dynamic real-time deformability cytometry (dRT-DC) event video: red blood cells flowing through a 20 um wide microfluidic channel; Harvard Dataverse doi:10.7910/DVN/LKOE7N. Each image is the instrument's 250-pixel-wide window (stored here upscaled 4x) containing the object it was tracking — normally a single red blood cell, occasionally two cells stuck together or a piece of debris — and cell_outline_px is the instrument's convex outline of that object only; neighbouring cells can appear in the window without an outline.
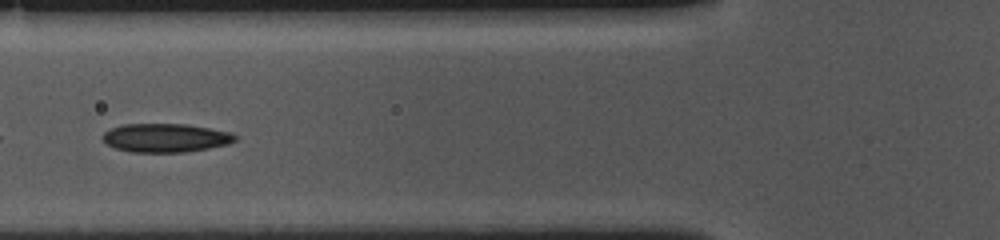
{"species": "common noctule bat (a hibernating species)", "species_latin": "Nyctalus noctula", "temperature_condition": "cold", "stored_images_in_passage": 39, "camera_frame_rate_fps": 3000, "um_per_image_px": 0.085, "animal": {"sex": "female", "body_mass_g": 10.0, "forearm_length_mm": 53.1}, "frame": {"image": 1, "passage_image": 19, "time_ms": 6.0, "image_size_px": [1000, 240], "cell_outline_px": [[236, 140], [228, 144], [208, 148], [184, 152], [132, 152], [116, 148], [108, 144], [100, 136], [104, 132], [112, 128], [124, 124], [188, 124], [232, 132], [236, 136]], "centroid_in_image_um": [14.09, 11.71], "position_along_channel_um": 111.7, "area_um2": 22.08}}
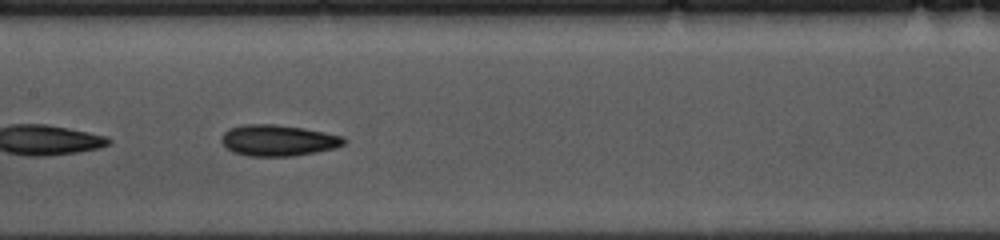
{"frame": {"image": 2, "passage_image": 25, "time_ms": 8.0, "image_size_px": [1000, 240], "cell_outline_px": [[348, 140], [344, 144], [336, 148], [316, 152], [292, 156], [248, 156], [232, 152], [220, 140], [224, 132], [228, 128], [240, 124], [272, 124], [304, 128], [344, 136]], "centroid_in_image_um": [23.65, 11.93], "position_along_channel_um": 183.8, "area_um2": 22.43}}
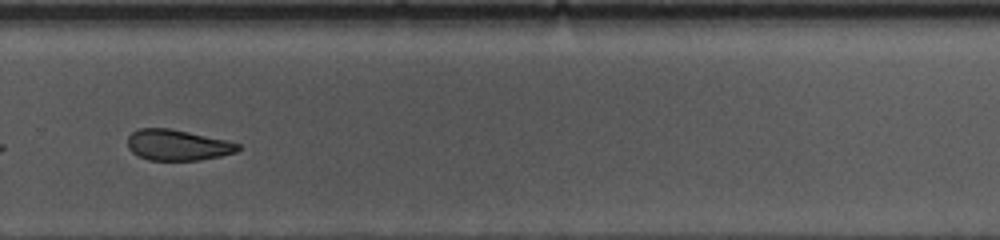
{"frame": {"image": 3, "passage_image": 36, "time_ms": 11.667, "image_size_px": [1000, 240], "cell_outline_px": [[240, 148], [236, 152], [220, 156], [200, 160], [148, 160], [132, 152], [128, 148], [128, 136], [132, 132], [140, 128], [168, 128], [228, 140], [240, 144]], "centroid_in_image_um": [15.1, 12.33], "position_along_channel_um": 314.7, "area_um2": 19.77}}